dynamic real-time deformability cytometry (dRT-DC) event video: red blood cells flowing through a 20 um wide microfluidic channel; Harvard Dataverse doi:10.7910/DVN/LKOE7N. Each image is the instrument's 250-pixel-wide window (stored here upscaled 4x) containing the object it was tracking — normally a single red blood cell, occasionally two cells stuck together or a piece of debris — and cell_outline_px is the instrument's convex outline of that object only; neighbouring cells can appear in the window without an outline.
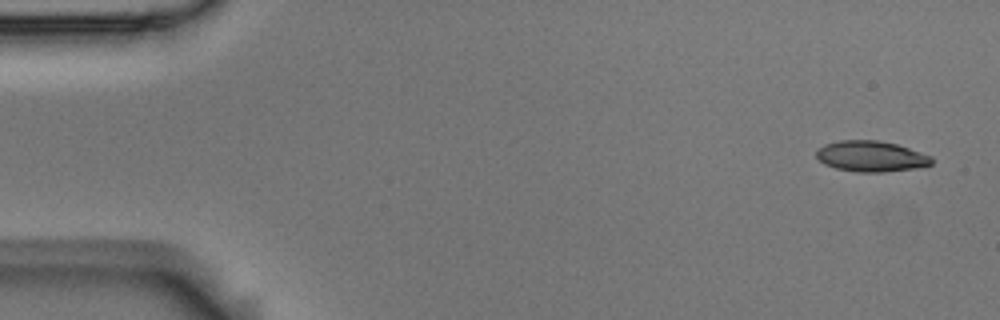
{"species": "Egyptian fruit bat (a non-hibernating species)", "species_latin": "Rousettus aegyptiacus", "temperature_condition": "room temperature", "stored_images_in_passage": 6, "camera_frame_rate_fps": 3000, "um_per_image_px": 0.085, "animal": {"sex": "male"}, "frame": {"image": 1, "passage_image": 1, "time_ms": 0.0, "image_size_px": [1000, 320], "cell_outline_px": [[932, 164], [924, 168], [880, 172], [856, 172], [836, 168], [824, 164], [816, 156], [816, 148], [824, 144], [840, 140], [880, 140], [896, 144], [932, 156]], "centroid_in_image_um": [74.05, 13.29], "position_along_channel_um": 11.0, "area_um2": 20.92}}